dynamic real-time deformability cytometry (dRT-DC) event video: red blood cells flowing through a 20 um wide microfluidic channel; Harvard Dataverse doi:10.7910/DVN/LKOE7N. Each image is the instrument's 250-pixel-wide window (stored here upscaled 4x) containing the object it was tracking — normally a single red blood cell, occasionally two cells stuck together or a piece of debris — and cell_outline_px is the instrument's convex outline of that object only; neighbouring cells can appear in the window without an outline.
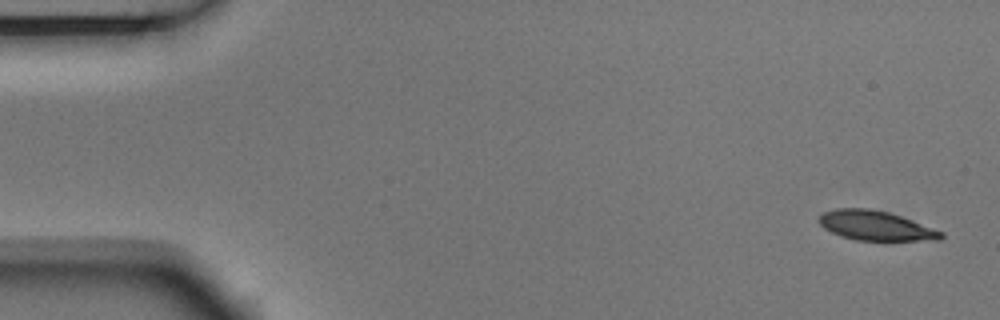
{"species": "Egyptian fruit bat (a non-hibernating species)", "species_latin": "Rousettus aegyptiacus", "temperature_condition": "room temperature", "stored_images_in_passage": 3, "camera_frame_rate_fps": 3000, "um_per_image_px": 0.085, "animal": {"sex": "male"}, "frame": {"image": 1, "passage_image": 1, "time_ms": 0.0, "image_size_px": [1000, 320], "cell_outline_px": [[944, 236], [940, 240], [856, 240], [840, 236], [824, 228], [816, 220], [824, 212], [836, 208], [868, 208], [888, 212], [900, 216], [944, 232]], "centroid_in_image_um": [74.4, 19.18], "position_along_channel_um": 10.6, "area_um2": 20.92}}